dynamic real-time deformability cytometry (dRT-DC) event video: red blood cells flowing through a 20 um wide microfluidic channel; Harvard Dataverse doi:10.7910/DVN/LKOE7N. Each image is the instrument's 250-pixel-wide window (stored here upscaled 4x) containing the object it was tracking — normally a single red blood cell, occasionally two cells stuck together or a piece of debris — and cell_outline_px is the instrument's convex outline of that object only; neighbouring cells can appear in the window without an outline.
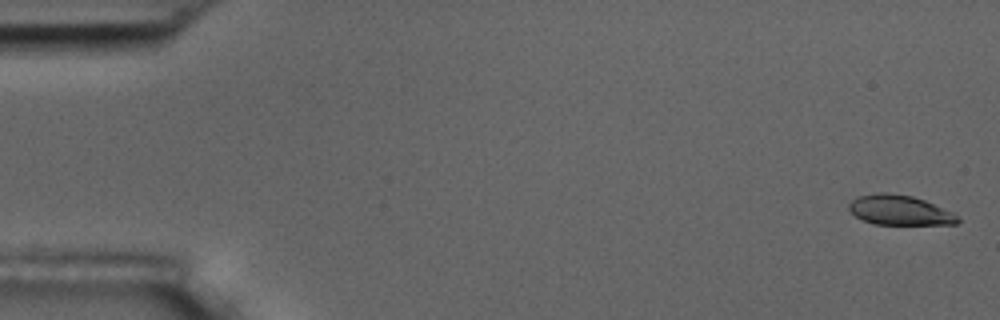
{"species": "common noctule bat (a hibernating species)", "species_latin": "Nyctalus noctula", "temperature_condition": "room temperature", "stored_images_in_passage": 5, "camera_frame_rate_fps": 3000, "um_per_image_px": 0.085, "animal": {"sex": "male", "body_mass_g": 17.5, "forearm_length_mm": 52.3}, "frame": {"image": 1, "passage_image": 1, "time_ms": 0.0, "image_size_px": [1000, 320], "cell_outline_px": [[960, 220], [956, 224], [872, 224], [856, 216], [848, 208], [848, 204], [852, 200], [860, 196], [876, 192], [888, 192], [912, 196], [924, 200], [952, 212]], "centroid_in_image_um": [76.44, 17.86], "position_along_channel_um": 8.6, "area_um2": 18.73}}
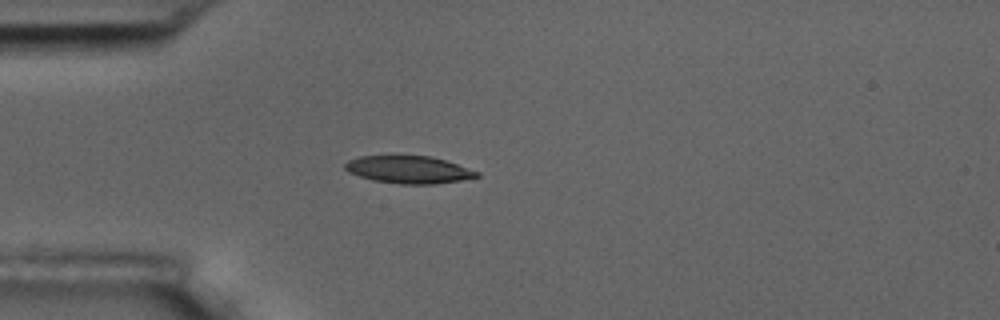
{"frame": {"image": 2, "passage_image": 5, "time_ms": 4.667, "image_size_px": [1000, 320], "cell_outline_px": [[480, 176], [460, 180], [436, 184], [400, 184], [372, 180], [348, 172], [344, 168], [344, 164], [348, 160], [360, 156], [432, 156], [480, 172]], "centroid_in_image_um": [34.72, 14.42], "position_along_channel_um": 50.3, "area_um2": 20.98}}